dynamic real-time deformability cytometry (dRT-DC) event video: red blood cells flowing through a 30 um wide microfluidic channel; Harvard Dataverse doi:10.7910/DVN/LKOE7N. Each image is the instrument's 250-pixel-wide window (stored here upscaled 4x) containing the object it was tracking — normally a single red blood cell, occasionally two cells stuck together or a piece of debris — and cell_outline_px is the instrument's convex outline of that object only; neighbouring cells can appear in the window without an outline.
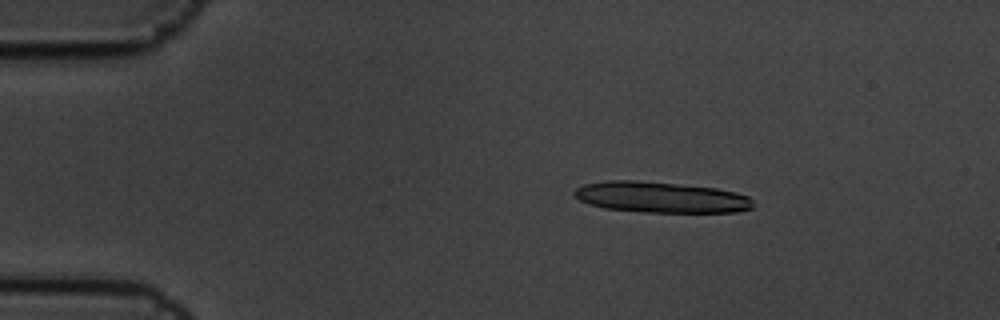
{"species": "common noctule bat (a hibernating species)", "species_latin": "Nyctalus noctula", "temperature_condition": "cold", "stored_images_in_passage": 9, "camera_frame_rate_fps": 3000, "um_per_image_px": 0.085, "animal": {"sex": "male", "body_mass_g": 19.5, "forearm_length_mm": 54.6}, "frame": {"image": 1, "passage_image": 2, "time_ms": 0.333, "image_size_px": [1000, 320], "cell_outline_px": [[752, 208], [740, 212], [644, 212], [604, 208], [588, 204], [580, 200], [572, 192], [576, 188], [584, 184], [608, 180], [636, 180], [716, 188], [736, 192], [748, 196], [752, 200]], "centroid_in_image_um": [56.17, 16.77], "position_along_channel_um": 28.8, "area_um2": 32.19}}
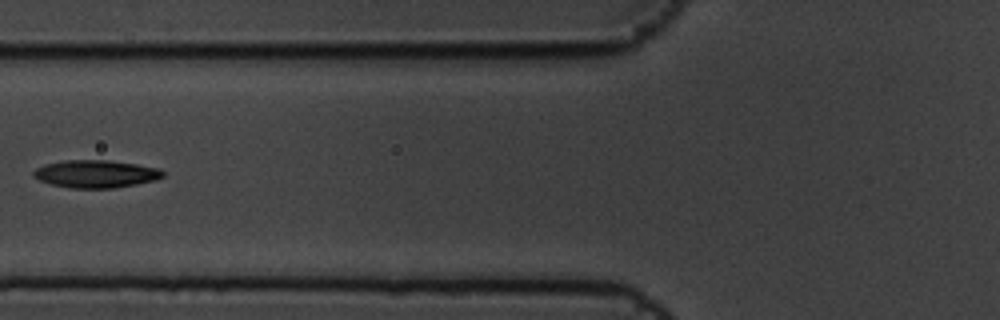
{"frame": {"image": 2, "passage_image": 6, "time_ms": 1.667, "image_size_px": [1000, 320], "cell_outline_px": [[164, 176], [156, 180], [136, 184], [112, 188], [72, 188], [52, 184], [40, 180], [32, 176], [32, 172], [36, 168], [44, 164], [64, 160], [108, 160], [136, 164], [160, 168], [164, 172]], "centroid_in_image_um": [8.15, 14.77], "position_along_channel_um": 117.7, "area_um2": 20.87}}
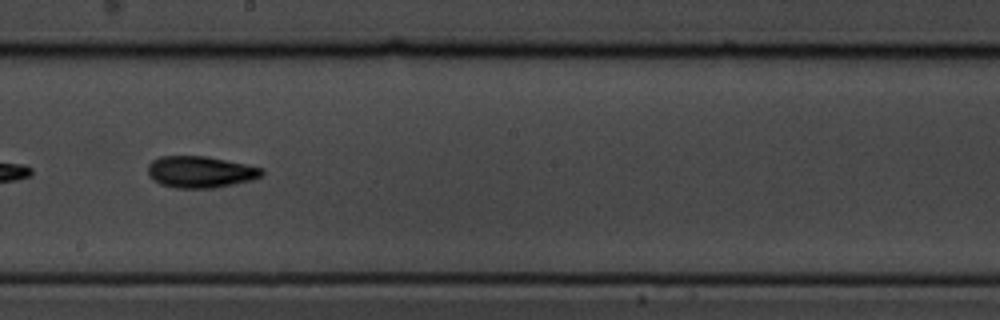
{"frame": {"image": 3, "passage_image": 9, "time_ms": 2.667, "image_size_px": [1000, 320], "cell_outline_px": [[264, 172], [260, 176], [252, 180], [216, 188], [176, 188], [160, 184], [152, 180], [148, 176], [148, 164], [152, 160], [160, 156], [208, 156], [264, 168]], "centroid_in_image_um": [17.01, 14.61], "position_along_channel_um": 231.2, "area_um2": 21.21}}